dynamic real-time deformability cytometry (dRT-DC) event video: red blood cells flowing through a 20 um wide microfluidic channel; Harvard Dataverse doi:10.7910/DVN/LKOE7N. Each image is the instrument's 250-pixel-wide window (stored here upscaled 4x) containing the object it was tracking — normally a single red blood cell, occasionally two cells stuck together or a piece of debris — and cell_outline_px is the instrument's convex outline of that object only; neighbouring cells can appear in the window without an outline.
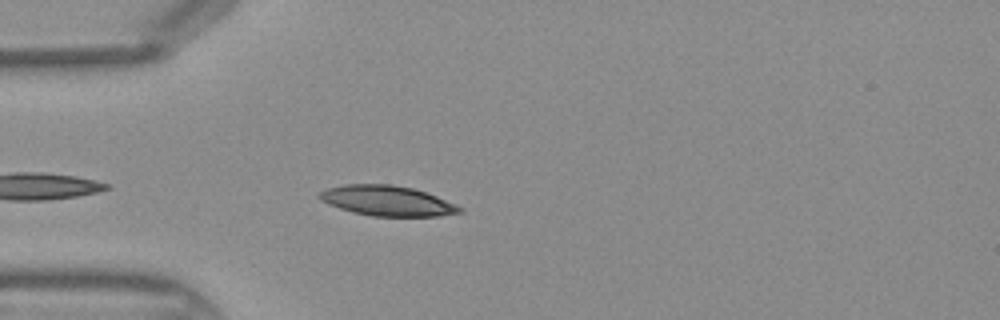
{"species": "Egyptian fruit bat (a non-hibernating species)", "species_latin": "Rousettus aegyptiacus", "temperature_condition": "warm", "stored_images_in_passage": 33, "camera_frame_rate_fps": 3000, "um_per_image_px": 0.085, "frame": {"image": 1, "passage_image": 3, "time_ms": 0.667, "image_size_px": [1000, 320], "cell_outline_px": [[464, 212], [440, 216], [372, 216], [352, 212], [328, 204], [320, 200], [316, 196], [320, 192], [328, 188], [344, 184], [392, 184], [412, 188], [436, 196], [464, 208]], "centroid_in_image_um": [32.9, 17.07], "position_along_channel_um": 52.1, "area_um2": 24.68}}
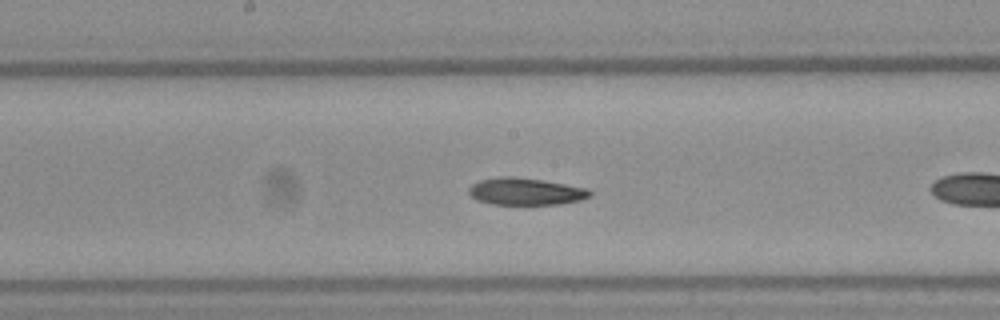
{"frame": {"image": 2, "passage_image": 11, "time_ms": 3.333, "image_size_px": [1000, 320], "cell_outline_px": [[592, 196], [580, 200], [560, 204], [492, 204], [476, 200], [468, 192], [468, 188], [472, 184], [480, 180], [500, 176], [512, 176], [540, 180], [588, 188], [592, 192]], "centroid_in_image_um": [44.67, 16.28], "position_along_channel_um": 203.5, "area_um2": 19.07}}
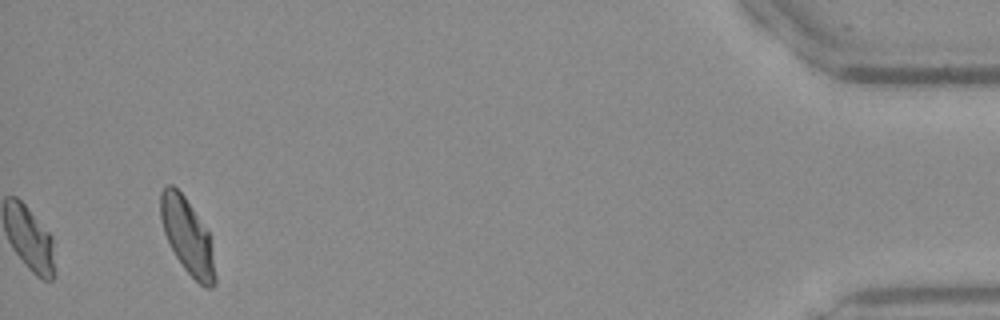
{"frame": {"image": 3, "passage_image": 33, "time_ms": 10.667, "image_size_px": [1000, 320], "cell_outline_px": [[216, 284], [212, 288], [204, 288], [184, 268], [176, 256], [164, 232], [160, 216], [160, 192], [168, 184], [172, 184], [184, 196], [208, 232], [212, 252], [216, 276]], "centroid_in_image_um": [15.92, 20.09], "position_along_channel_um": 419.3, "area_um2": 23.47}}